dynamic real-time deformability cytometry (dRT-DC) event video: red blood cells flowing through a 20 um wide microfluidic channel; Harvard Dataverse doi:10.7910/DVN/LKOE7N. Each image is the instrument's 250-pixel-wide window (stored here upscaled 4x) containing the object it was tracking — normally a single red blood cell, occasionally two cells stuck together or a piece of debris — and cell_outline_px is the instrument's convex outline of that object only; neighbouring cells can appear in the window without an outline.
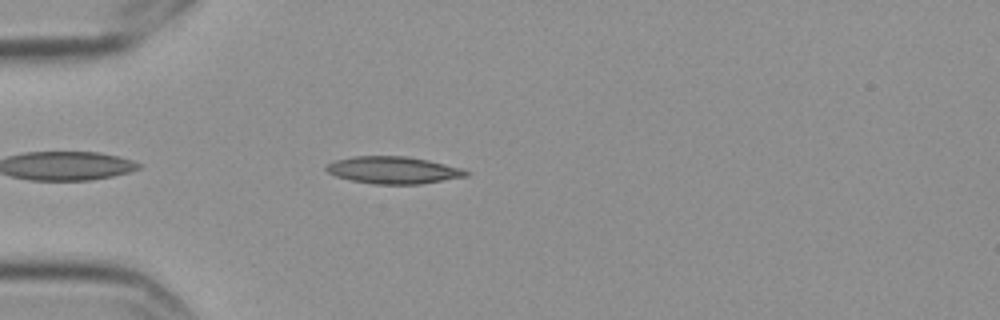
{"species": "Egyptian fruit bat (a non-hibernating species)", "species_latin": "Rousettus aegyptiacus", "temperature_condition": "cold", "stored_images_in_passage": 5, "camera_frame_rate_fps": 3000, "um_per_image_px": 0.085, "frame": {"image": 1, "passage_image": 5, "time_ms": 1.333, "image_size_px": [1000, 320], "cell_outline_px": [[468, 176], [420, 184], [372, 184], [352, 180], [336, 176], [328, 172], [324, 168], [328, 164], [336, 160], [352, 156], [408, 156], [428, 160], [464, 168], [468, 172]], "centroid_in_image_um": [33.45, 14.45], "position_along_channel_um": 51.6, "area_um2": 22.14}}